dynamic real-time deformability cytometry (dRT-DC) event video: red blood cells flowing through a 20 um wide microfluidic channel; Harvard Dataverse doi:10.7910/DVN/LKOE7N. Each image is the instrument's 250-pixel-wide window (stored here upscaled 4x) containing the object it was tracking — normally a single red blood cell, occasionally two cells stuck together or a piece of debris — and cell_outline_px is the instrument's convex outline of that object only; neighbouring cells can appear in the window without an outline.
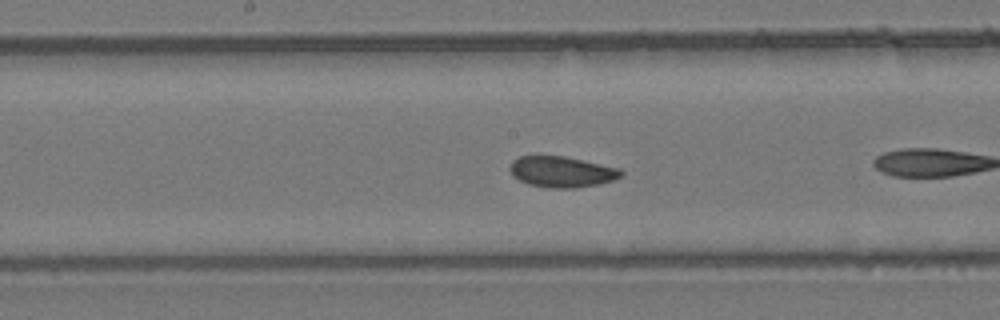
{"species": "common noctule bat (a hibernating species)", "species_latin": "Nyctalus noctula", "temperature_condition": "room temperature", "stored_images_in_passage": 18, "camera_frame_rate_fps": 3000, "um_per_image_px": 0.085, "animal": {"sex": "female", "body_mass_g": 24.6, "forearm_length_mm": 56.2}, "frame": {"image": 1, "passage_image": 11, "time_ms": 3.333, "image_size_px": [1000, 320], "cell_outline_px": [[624, 176], [600, 184], [576, 188], [548, 188], [528, 184], [520, 180], [508, 168], [512, 160], [520, 156], [564, 156], [620, 168], [624, 172]], "centroid_in_image_um": [47.78, 14.61], "position_along_channel_um": 200.4, "area_um2": 20.06}}